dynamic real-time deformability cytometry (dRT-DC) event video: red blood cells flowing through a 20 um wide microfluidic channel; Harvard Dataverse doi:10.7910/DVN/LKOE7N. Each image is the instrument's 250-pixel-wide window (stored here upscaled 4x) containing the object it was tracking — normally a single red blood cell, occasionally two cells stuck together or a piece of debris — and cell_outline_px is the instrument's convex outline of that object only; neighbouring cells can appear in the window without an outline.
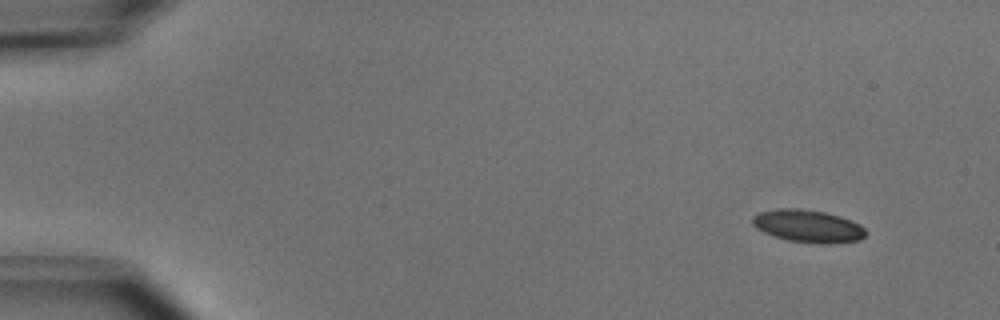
{"species": "common noctule bat (a hibernating species)", "species_latin": "Nyctalus noctula", "temperature_condition": "cold", "stored_images_in_passage": 48, "camera_frame_rate_fps": 3000, "um_per_image_px": 0.085, "animal": {"sex": "male", "body_mass_g": 15.6}, "frame": {"image": 1, "passage_image": 1, "time_ms": 0.0, "image_size_px": [1000, 320], "cell_outline_px": [[864, 236], [860, 240], [828, 244], [824, 244], [788, 240], [772, 236], [756, 228], [752, 224], [752, 216], [760, 212], [776, 208], [800, 208], [824, 212], [840, 216], [860, 224], [864, 228]], "centroid_in_image_um": [68.65, 19.21], "position_along_channel_um": 16.4, "area_um2": 21.5}}
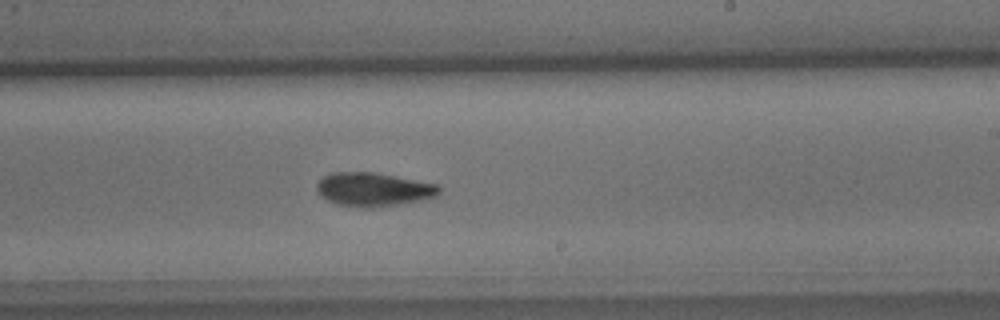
{"frame": {"image": 2, "passage_image": 28, "time_ms": 9.0, "image_size_px": [1000, 320], "cell_outline_px": [[440, 192], [436, 196], [424, 200], [400, 204], [372, 208], [360, 208], [336, 204], [320, 196], [316, 192], [316, 184], [324, 176], [332, 172], [372, 172], [440, 184]], "centroid_in_image_um": [31.74, 16.11], "position_along_channel_um": 257.3, "area_um2": 24.33}}
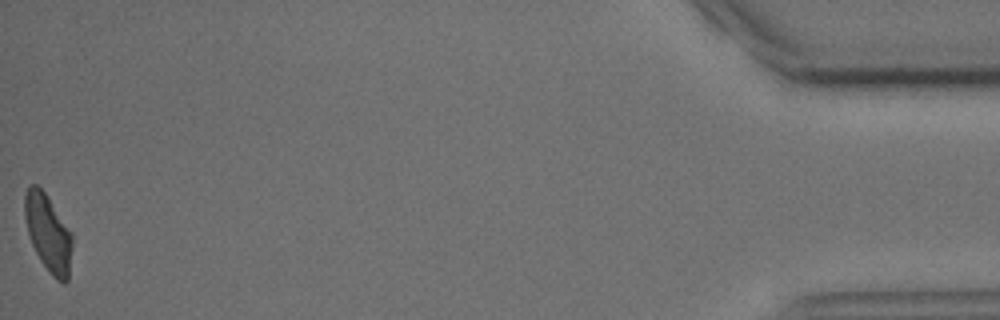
{"frame": {"image": 3, "passage_image": 48, "time_ms": 15.667, "image_size_px": [1000, 320], "cell_outline_px": [[72, 248], [68, 280], [64, 284], [56, 280], [52, 276], [40, 260], [32, 244], [28, 232], [24, 216], [24, 192], [32, 184], [36, 184], [48, 196], [72, 232]], "centroid_in_image_um": [4.1, 19.81], "position_along_channel_um": 431.1, "area_um2": 21.5}, "authors_computed_cell_mechanics": {"area_um2": 22.6287, "velocity_mm_per_s": 3.9401, "shape_relaxation_time_tau1_ms": 2.5915, "shape_relaxation_time_tau2_ms": 8.5791, "deformation_change_tau1": 0.1168, "deformation_change_tau2": 0.1776}}